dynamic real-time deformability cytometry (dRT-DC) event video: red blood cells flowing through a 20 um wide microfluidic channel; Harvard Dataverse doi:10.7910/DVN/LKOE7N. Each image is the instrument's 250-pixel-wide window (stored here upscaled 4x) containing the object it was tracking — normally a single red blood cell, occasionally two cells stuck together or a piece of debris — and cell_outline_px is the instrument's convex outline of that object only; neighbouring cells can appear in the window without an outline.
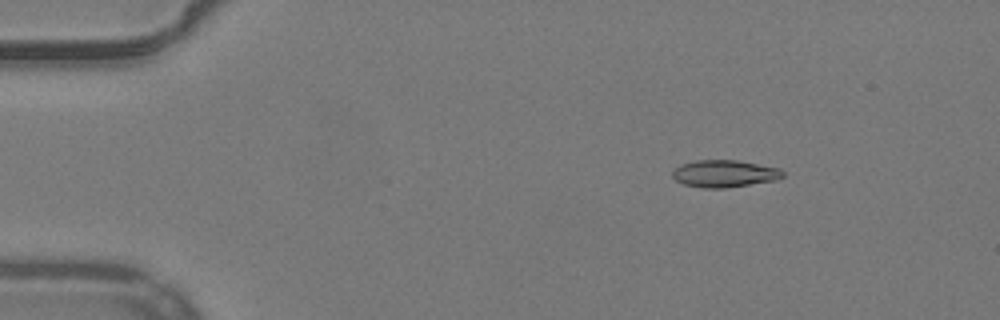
{"species": "common noctule bat (a hibernating species)", "species_latin": "Nyctalus noctula", "temperature_condition": "warm", "stored_images_in_passage": 4, "segment_of_instrument_passage": [1, 2], "camera_frame_rate_fps": 3000, "um_per_image_px": 0.085, "animal": {"sex": "male", "body_mass_g": 19.2, "forearm_length_mm": 51.8}, "frame": {"image": 1, "passage_image": 1, "time_ms": 0.0, "image_size_px": [1000, 320], "cell_outline_px": [[784, 176], [776, 180], [724, 188], [704, 188], [684, 184], [676, 180], [672, 176], [672, 172], [680, 164], [696, 160], [736, 160], [780, 168], [784, 172]], "centroid_in_image_um": [61.58, 14.75], "position_along_channel_um": 23.4, "area_um2": 17.4}}